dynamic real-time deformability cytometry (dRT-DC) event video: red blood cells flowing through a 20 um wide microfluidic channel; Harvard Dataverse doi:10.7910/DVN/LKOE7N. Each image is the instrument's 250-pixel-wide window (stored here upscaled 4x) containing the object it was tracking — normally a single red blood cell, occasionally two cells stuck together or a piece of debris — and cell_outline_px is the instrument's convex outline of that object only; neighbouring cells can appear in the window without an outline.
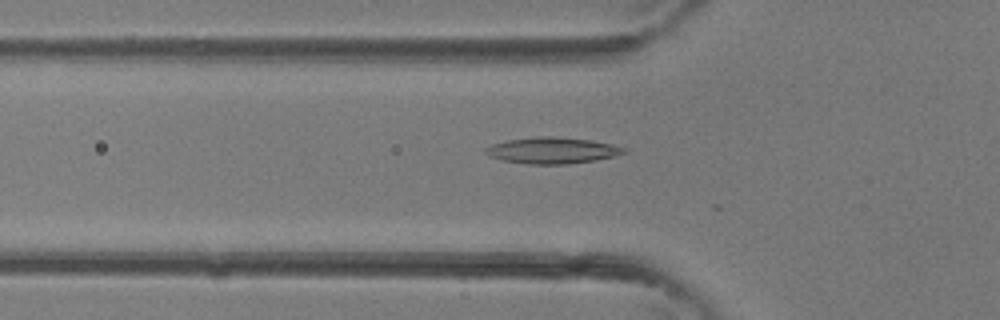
{"species": "common noctule bat (a hibernating species)", "species_latin": "Nyctalus noctula", "temperature_condition": "room temperature", "stored_images_in_passage": 34, "camera_frame_rate_fps": 3000, "um_per_image_px": 0.085, "animal": {"sex": "female"}, "frame": {"image": 1, "passage_image": 9, "time_ms": 2.667, "image_size_px": [1000, 320], "cell_outline_px": [[628, 152], [616, 156], [596, 160], [568, 164], [528, 164], [504, 160], [488, 156], [484, 152], [484, 148], [492, 144], [508, 140], [536, 136], [552, 136], [588, 140], [612, 144], [628, 148]], "centroid_in_image_um": [46.96, 12.79], "position_along_channel_um": 78.8, "area_um2": 21.27}}
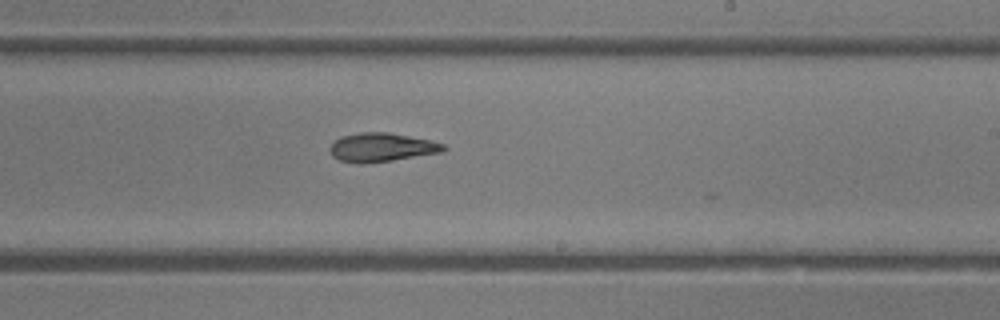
{"frame": {"image": 2, "passage_image": 19, "time_ms": 6.0, "image_size_px": [1000, 320], "cell_outline_px": [[448, 148], [444, 152], [392, 160], [364, 164], [360, 164], [340, 160], [332, 156], [328, 148], [340, 136], [360, 132], [388, 132], [432, 140], [444, 144]], "centroid_in_image_um": [32.45, 12.52], "position_along_channel_um": 256.5, "area_um2": 19.25}}
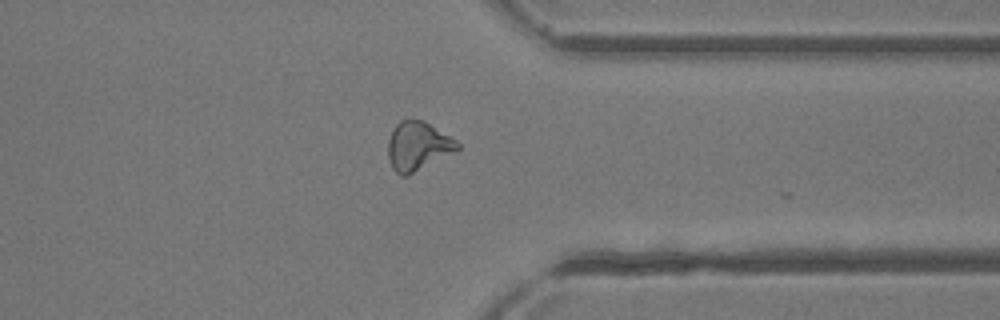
{"frame": {"image": 3, "passage_image": 26, "time_ms": 8.333, "image_size_px": [1000, 320], "cell_outline_px": [[460, 148], [408, 176], [400, 176], [392, 168], [388, 156], [388, 140], [392, 128], [400, 120], [424, 120], [456, 140], [460, 144]], "centroid_in_image_um": [35.49, 12.42], "position_along_channel_um": 375.9, "area_um2": 19.65}}